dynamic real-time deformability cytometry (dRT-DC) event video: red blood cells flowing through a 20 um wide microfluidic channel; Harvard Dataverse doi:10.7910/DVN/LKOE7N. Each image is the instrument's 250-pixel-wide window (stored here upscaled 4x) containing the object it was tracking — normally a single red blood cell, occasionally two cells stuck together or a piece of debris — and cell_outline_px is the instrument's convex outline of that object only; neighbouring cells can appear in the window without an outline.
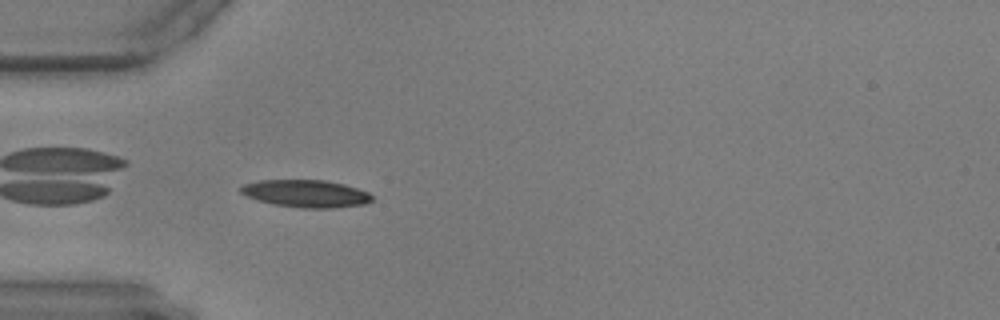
{"species": "common noctule bat (a hibernating species)", "species_latin": "Nyctalus noctula", "temperature_condition": "warm", "stored_images_in_passage": 42, "camera_frame_rate_fps": 3000, "um_per_image_px": 0.085, "animal": {"sex": "male", "body_mass_g": 17.9, "forearm_length_mm": 54.2}, "frame": {"image": 1, "passage_image": 2, "time_ms": 0.333, "image_size_px": [1000, 320], "cell_outline_px": [[372, 200], [364, 204], [336, 208], [300, 208], [272, 204], [256, 200], [240, 192], [240, 188], [244, 184], [260, 180], [324, 180], [344, 184], [368, 192], [372, 196]], "centroid_in_image_um": [26.0, 16.46], "position_along_channel_um": 59.0, "area_um2": 20.98}}
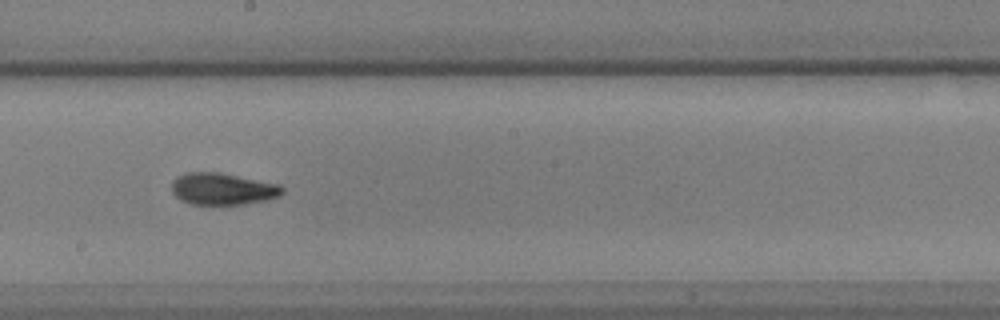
{"frame": {"image": 2, "passage_image": 17, "time_ms": 5.333, "image_size_px": [1000, 320], "cell_outline_px": [[284, 192], [280, 196], [268, 200], [244, 204], [192, 204], [180, 200], [172, 192], [172, 180], [176, 176], [188, 172], [220, 172], [280, 184], [284, 188]], "centroid_in_image_um": [18.94, 16.05], "position_along_channel_um": 229.3, "area_um2": 20.75}}
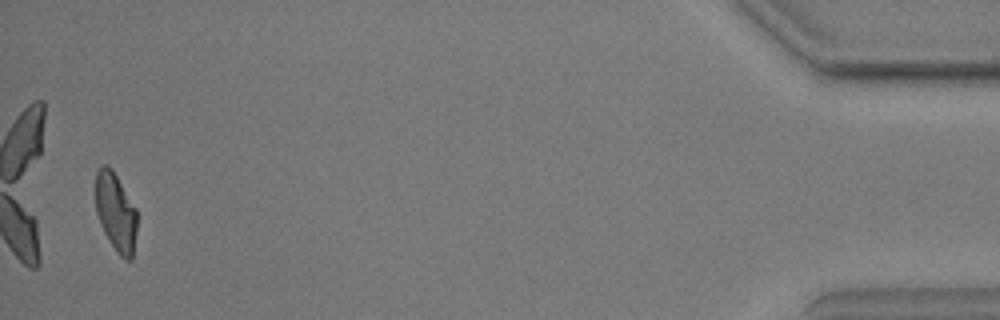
{"frame": {"image": 3, "passage_image": 41, "time_ms": 13.333, "image_size_px": [1000, 320], "cell_outline_px": [[136, 232], [132, 260], [124, 260], [116, 252], [104, 232], [96, 212], [96, 172], [104, 164], [112, 168], [136, 208]], "centroid_in_image_um": [9.84, 18.05], "position_along_channel_um": 425.4, "area_um2": 18.84}}